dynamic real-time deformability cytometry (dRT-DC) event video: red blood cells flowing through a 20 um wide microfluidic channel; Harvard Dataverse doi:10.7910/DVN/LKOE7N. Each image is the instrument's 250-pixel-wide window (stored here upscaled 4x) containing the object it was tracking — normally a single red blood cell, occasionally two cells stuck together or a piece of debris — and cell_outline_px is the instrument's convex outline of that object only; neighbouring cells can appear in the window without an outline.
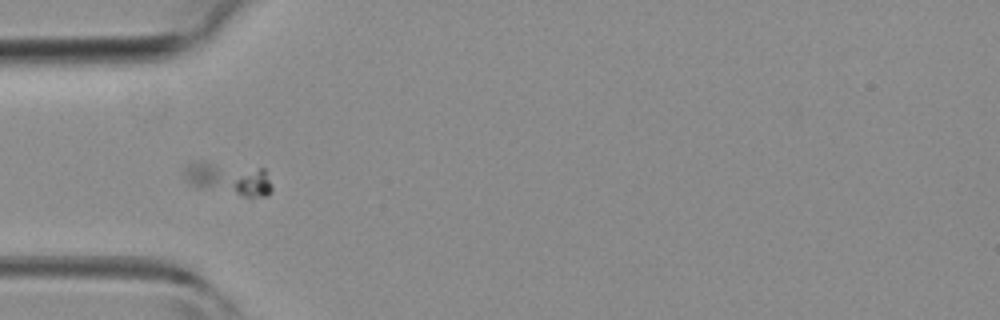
{"species": "common noctule bat (a hibernating species)", "species_latin": "Nyctalus noctula", "temperature_condition": "room temperature", "stored_images_in_passage": 25, "camera_frame_rate_fps": 3000, "um_per_image_px": 0.085, "animal": {"sex": "female", "body_mass_g": 19.3, "forearm_length_mm": 54.1}, "frame": {"image": 1, "passage_image": 15, "time_ms": 4.667, "image_size_px": [1000, 320], "cell_outline_px": [[272, 192], [268, 196], [244, 196], [200, 188], [192, 184], [184, 176], [184, 168], [188, 164], [204, 160], [264, 168], [272, 184]], "centroid_in_image_um": [19.48, 15.15], "position_along_channel_um": 65.5, "area_um2": 16.99}}